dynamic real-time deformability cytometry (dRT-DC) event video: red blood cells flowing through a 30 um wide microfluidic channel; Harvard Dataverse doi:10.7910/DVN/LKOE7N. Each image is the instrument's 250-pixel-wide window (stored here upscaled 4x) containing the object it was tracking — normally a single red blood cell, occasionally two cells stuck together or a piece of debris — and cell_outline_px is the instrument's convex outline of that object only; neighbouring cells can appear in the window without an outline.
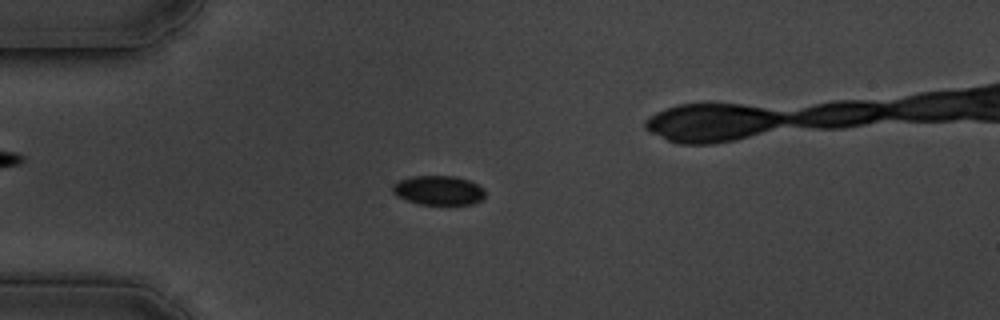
{"species": "common noctule bat (a hibernating species)", "species_latin": "Nyctalus noctula", "temperature_condition": "cold", "stored_images_in_passage": 51, "camera_frame_rate_fps": 3000, "um_per_image_px": 0.085, "animal": {"sex": "male", "body_mass_g": 19.5, "forearm_length_mm": 54.6}, "frame": {"image": 1, "passage_image": 7, "time_ms": 2.0, "image_size_px": [1000, 320], "cell_outline_px": [[484, 196], [480, 200], [472, 204], [420, 204], [408, 200], [400, 196], [392, 188], [400, 180], [416, 176], [452, 176], [468, 180], [476, 184], [484, 192]], "centroid_in_image_um": [37.31, 16.18], "position_along_channel_um": 47.7, "area_um2": 15.14}}
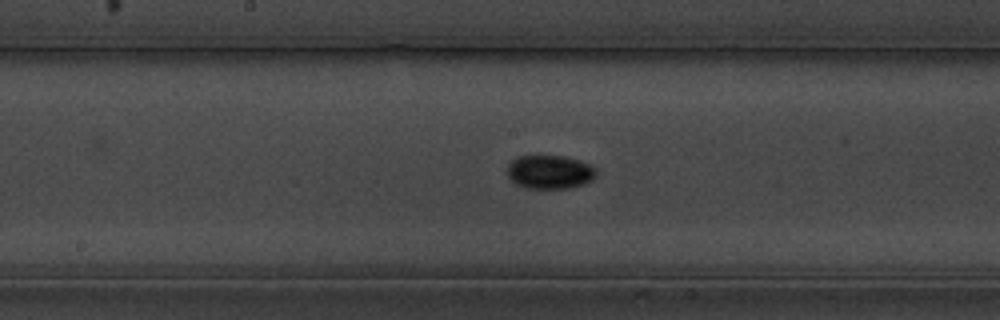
{"frame": {"image": 2, "passage_image": 22, "time_ms": 7.0, "image_size_px": [1000, 320], "cell_outline_px": [[596, 176], [592, 180], [584, 184], [568, 188], [528, 188], [516, 184], [508, 176], [508, 164], [512, 160], [520, 156], [564, 156], [588, 164], [596, 168]], "centroid_in_image_um": [46.73, 14.62], "position_along_channel_um": 201.5, "area_um2": 17.28}}
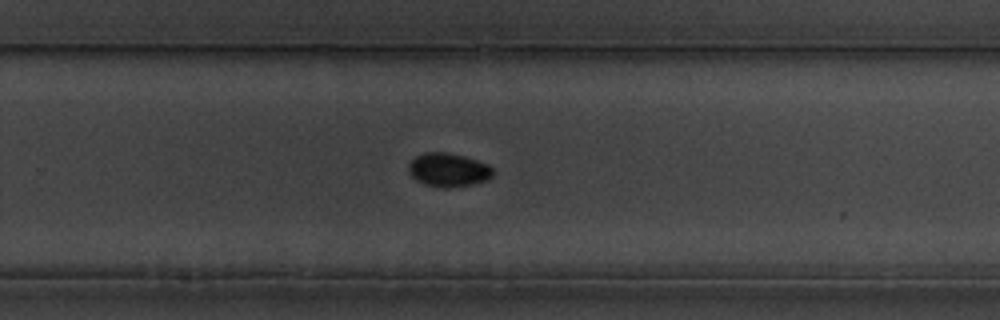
{"frame": {"image": 3, "passage_image": 30, "time_ms": 9.667, "image_size_px": [1000, 320], "cell_outline_px": [[492, 176], [488, 180], [472, 184], [452, 188], [444, 188], [424, 184], [412, 176], [408, 168], [408, 164], [416, 156], [428, 152], [444, 152], [464, 156], [488, 164], [492, 168]], "centroid_in_image_um": [38.12, 14.45], "position_along_channel_um": 291.7, "area_um2": 16.42}}